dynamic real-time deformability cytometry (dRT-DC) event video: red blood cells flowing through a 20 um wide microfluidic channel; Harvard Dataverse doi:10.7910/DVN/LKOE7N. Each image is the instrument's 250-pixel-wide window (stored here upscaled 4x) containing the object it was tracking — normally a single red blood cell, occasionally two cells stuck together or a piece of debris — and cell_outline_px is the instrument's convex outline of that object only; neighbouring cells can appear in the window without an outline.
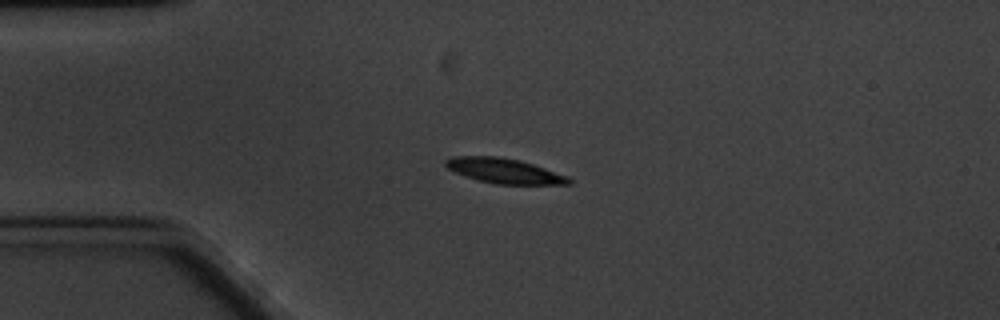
{"species": "common noctule bat (a hibernating species)", "species_latin": "Nyctalus noctula", "temperature_condition": "cold", "stored_images_in_passage": 2, "camera_frame_rate_fps": 3000, "um_per_image_px": 0.085, "animal": {"sex": "male", "body_mass_g": 20.1, "forearm_length_mm": 53.5}, "frame": {"image": 1, "passage_image": 1, "time_ms": 0.0, "image_size_px": [1000, 320], "cell_outline_px": [[572, 184], [496, 184], [464, 176], [448, 168], [444, 164], [444, 160], [456, 156], [496, 156], [516, 160], [532, 164], [568, 176], [572, 180]], "centroid_in_image_um": [42.86, 14.52], "position_along_channel_um": 42.1, "area_um2": 17.63}}